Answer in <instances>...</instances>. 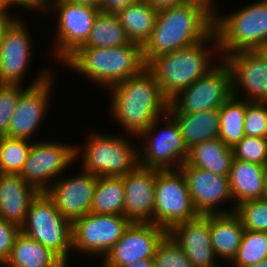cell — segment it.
I'll use <instances>...</instances> for the list:
<instances>
[{"mask_svg":"<svg viewBox=\"0 0 267 267\" xmlns=\"http://www.w3.org/2000/svg\"><path fill=\"white\" fill-rule=\"evenodd\" d=\"M214 31V17L202 6L183 3L158 12L149 39L142 46L145 65L152 59L192 46Z\"/></svg>","mask_w":267,"mask_h":267,"instance_id":"cell-1","label":"cell"},{"mask_svg":"<svg viewBox=\"0 0 267 267\" xmlns=\"http://www.w3.org/2000/svg\"><path fill=\"white\" fill-rule=\"evenodd\" d=\"M111 88L112 114L129 134L140 137L160 115L168 112L169 100L146 67Z\"/></svg>","mask_w":267,"mask_h":267,"instance_id":"cell-2","label":"cell"},{"mask_svg":"<svg viewBox=\"0 0 267 267\" xmlns=\"http://www.w3.org/2000/svg\"><path fill=\"white\" fill-rule=\"evenodd\" d=\"M63 63L108 87L139 74L146 67L142 46L134 42L118 47H78Z\"/></svg>","mask_w":267,"mask_h":267,"instance_id":"cell-3","label":"cell"},{"mask_svg":"<svg viewBox=\"0 0 267 267\" xmlns=\"http://www.w3.org/2000/svg\"><path fill=\"white\" fill-rule=\"evenodd\" d=\"M211 38L217 39L214 31L206 39L192 46L162 54L146 65L169 101L214 69V66L209 68L210 53L205 47Z\"/></svg>","mask_w":267,"mask_h":267,"instance_id":"cell-4","label":"cell"},{"mask_svg":"<svg viewBox=\"0 0 267 267\" xmlns=\"http://www.w3.org/2000/svg\"><path fill=\"white\" fill-rule=\"evenodd\" d=\"M214 32L217 37L214 44L219 53L224 52L223 58L234 52L255 50L267 40V0L252 3L224 18L216 15Z\"/></svg>","mask_w":267,"mask_h":267,"instance_id":"cell-5","label":"cell"},{"mask_svg":"<svg viewBox=\"0 0 267 267\" xmlns=\"http://www.w3.org/2000/svg\"><path fill=\"white\" fill-rule=\"evenodd\" d=\"M20 229L28 237L52 250L68 265V253L72 250V223L58 211L46 192H39L31 201Z\"/></svg>","mask_w":267,"mask_h":267,"instance_id":"cell-6","label":"cell"},{"mask_svg":"<svg viewBox=\"0 0 267 267\" xmlns=\"http://www.w3.org/2000/svg\"><path fill=\"white\" fill-rule=\"evenodd\" d=\"M198 216L181 169L158 170L153 224L168 232L173 226Z\"/></svg>","mask_w":267,"mask_h":267,"instance_id":"cell-7","label":"cell"},{"mask_svg":"<svg viewBox=\"0 0 267 267\" xmlns=\"http://www.w3.org/2000/svg\"><path fill=\"white\" fill-rule=\"evenodd\" d=\"M222 60L208 74L173 97L169 101L167 113H196L219 109L232 95L231 70Z\"/></svg>","mask_w":267,"mask_h":267,"instance_id":"cell-8","label":"cell"},{"mask_svg":"<svg viewBox=\"0 0 267 267\" xmlns=\"http://www.w3.org/2000/svg\"><path fill=\"white\" fill-rule=\"evenodd\" d=\"M82 153L85 171L98 177H121L139 165V151L123 137L92 134Z\"/></svg>","mask_w":267,"mask_h":267,"instance_id":"cell-9","label":"cell"},{"mask_svg":"<svg viewBox=\"0 0 267 267\" xmlns=\"http://www.w3.org/2000/svg\"><path fill=\"white\" fill-rule=\"evenodd\" d=\"M131 223L125 215L89 212L72 223V249L105 257Z\"/></svg>","mask_w":267,"mask_h":267,"instance_id":"cell-10","label":"cell"},{"mask_svg":"<svg viewBox=\"0 0 267 267\" xmlns=\"http://www.w3.org/2000/svg\"><path fill=\"white\" fill-rule=\"evenodd\" d=\"M164 116L168 117L166 127L160 133L157 132L159 135L154 134L153 131L156 132L155 125H158L160 118H157L141 134L146 139L147 146L144 148V153L139 152V165L157 170H174L171 163L176 162L173 161L174 159H178L179 165H176V170H179L188 159L189 149L184 143L176 120L169 113Z\"/></svg>","mask_w":267,"mask_h":267,"instance_id":"cell-11","label":"cell"},{"mask_svg":"<svg viewBox=\"0 0 267 267\" xmlns=\"http://www.w3.org/2000/svg\"><path fill=\"white\" fill-rule=\"evenodd\" d=\"M81 149L53 142L32 143L28 157L19 176L38 192H46L49 179L61 174L75 160Z\"/></svg>","mask_w":267,"mask_h":267,"instance_id":"cell-12","label":"cell"},{"mask_svg":"<svg viewBox=\"0 0 267 267\" xmlns=\"http://www.w3.org/2000/svg\"><path fill=\"white\" fill-rule=\"evenodd\" d=\"M53 7L58 9L59 19L56 37L55 55L64 61L89 37L94 21L100 12L99 8L69 2L52 0Z\"/></svg>","mask_w":267,"mask_h":267,"instance_id":"cell-13","label":"cell"},{"mask_svg":"<svg viewBox=\"0 0 267 267\" xmlns=\"http://www.w3.org/2000/svg\"><path fill=\"white\" fill-rule=\"evenodd\" d=\"M167 231L153 223L132 222L103 259L102 267H120L153 259Z\"/></svg>","mask_w":267,"mask_h":267,"instance_id":"cell-14","label":"cell"},{"mask_svg":"<svg viewBox=\"0 0 267 267\" xmlns=\"http://www.w3.org/2000/svg\"><path fill=\"white\" fill-rule=\"evenodd\" d=\"M52 75L48 70L25 88L19 96V100L13 116L11 117L7 136L11 138L29 139L40 125L44 112L49 103Z\"/></svg>","mask_w":267,"mask_h":267,"instance_id":"cell-15","label":"cell"},{"mask_svg":"<svg viewBox=\"0 0 267 267\" xmlns=\"http://www.w3.org/2000/svg\"><path fill=\"white\" fill-rule=\"evenodd\" d=\"M98 176L83 171L74 178H64L51 184L46 191L58 211L71 223L90 212Z\"/></svg>","mask_w":267,"mask_h":267,"instance_id":"cell-16","label":"cell"},{"mask_svg":"<svg viewBox=\"0 0 267 267\" xmlns=\"http://www.w3.org/2000/svg\"><path fill=\"white\" fill-rule=\"evenodd\" d=\"M223 59L231 70L233 96H238L241 85L247 92L246 100L267 102V60L255 50L234 52Z\"/></svg>","mask_w":267,"mask_h":267,"instance_id":"cell-17","label":"cell"},{"mask_svg":"<svg viewBox=\"0 0 267 267\" xmlns=\"http://www.w3.org/2000/svg\"><path fill=\"white\" fill-rule=\"evenodd\" d=\"M158 170L138 165L121 176L124 184V215L131 222L153 223Z\"/></svg>","mask_w":267,"mask_h":267,"instance_id":"cell-18","label":"cell"},{"mask_svg":"<svg viewBox=\"0 0 267 267\" xmlns=\"http://www.w3.org/2000/svg\"><path fill=\"white\" fill-rule=\"evenodd\" d=\"M194 209L199 215L225 214L228 210L216 209V205L232 199L229 177L217 175L196 167H181ZM218 210V211H217Z\"/></svg>","mask_w":267,"mask_h":267,"instance_id":"cell-19","label":"cell"},{"mask_svg":"<svg viewBox=\"0 0 267 267\" xmlns=\"http://www.w3.org/2000/svg\"><path fill=\"white\" fill-rule=\"evenodd\" d=\"M167 234L184 250L194 267H220L215 263L210 236V214L173 226Z\"/></svg>","mask_w":267,"mask_h":267,"instance_id":"cell-20","label":"cell"},{"mask_svg":"<svg viewBox=\"0 0 267 267\" xmlns=\"http://www.w3.org/2000/svg\"><path fill=\"white\" fill-rule=\"evenodd\" d=\"M24 23L16 20L0 45V84H19L31 55V38ZM29 59V60H28Z\"/></svg>","mask_w":267,"mask_h":267,"instance_id":"cell-21","label":"cell"},{"mask_svg":"<svg viewBox=\"0 0 267 267\" xmlns=\"http://www.w3.org/2000/svg\"><path fill=\"white\" fill-rule=\"evenodd\" d=\"M38 191L19 174L0 173V217L21 227Z\"/></svg>","mask_w":267,"mask_h":267,"instance_id":"cell-22","label":"cell"},{"mask_svg":"<svg viewBox=\"0 0 267 267\" xmlns=\"http://www.w3.org/2000/svg\"><path fill=\"white\" fill-rule=\"evenodd\" d=\"M229 188L235 205L255 199H263L267 182V167L233 158L229 173Z\"/></svg>","mask_w":267,"mask_h":267,"instance_id":"cell-23","label":"cell"},{"mask_svg":"<svg viewBox=\"0 0 267 267\" xmlns=\"http://www.w3.org/2000/svg\"><path fill=\"white\" fill-rule=\"evenodd\" d=\"M245 229L231 210L225 214H210V236L216 256L231 262L237 255Z\"/></svg>","mask_w":267,"mask_h":267,"instance_id":"cell-24","label":"cell"},{"mask_svg":"<svg viewBox=\"0 0 267 267\" xmlns=\"http://www.w3.org/2000/svg\"><path fill=\"white\" fill-rule=\"evenodd\" d=\"M179 125L185 145L192 146L219 138V109L196 113H169Z\"/></svg>","mask_w":267,"mask_h":267,"instance_id":"cell-25","label":"cell"},{"mask_svg":"<svg viewBox=\"0 0 267 267\" xmlns=\"http://www.w3.org/2000/svg\"><path fill=\"white\" fill-rule=\"evenodd\" d=\"M233 158V149L217 138L192 146L187 161L181 167H196L229 176Z\"/></svg>","mask_w":267,"mask_h":267,"instance_id":"cell-26","label":"cell"},{"mask_svg":"<svg viewBox=\"0 0 267 267\" xmlns=\"http://www.w3.org/2000/svg\"><path fill=\"white\" fill-rule=\"evenodd\" d=\"M6 267H67L52 250L20 232L11 249Z\"/></svg>","mask_w":267,"mask_h":267,"instance_id":"cell-27","label":"cell"},{"mask_svg":"<svg viewBox=\"0 0 267 267\" xmlns=\"http://www.w3.org/2000/svg\"><path fill=\"white\" fill-rule=\"evenodd\" d=\"M158 12L143 0L127 6L116 15L128 39L141 46L149 39L156 23Z\"/></svg>","mask_w":267,"mask_h":267,"instance_id":"cell-28","label":"cell"},{"mask_svg":"<svg viewBox=\"0 0 267 267\" xmlns=\"http://www.w3.org/2000/svg\"><path fill=\"white\" fill-rule=\"evenodd\" d=\"M124 203L122 177H98L90 212L95 214L124 215Z\"/></svg>","mask_w":267,"mask_h":267,"instance_id":"cell-29","label":"cell"},{"mask_svg":"<svg viewBox=\"0 0 267 267\" xmlns=\"http://www.w3.org/2000/svg\"><path fill=\"white\" fill-rule=\"evenodd\" d=\"M130 42L116 14L99 12L88 40L80 47H118Z\"/></svg>","mask_w":267,"mask_h":267,"instance_id":"cell-30","label":"cell"},{"mask_svg":"<svg viewBox=\"0 0 267 267\" xmlns=\"http://www.w3.org/2000/svg\"><path fill=\"white\" fill-rule=\"evenodd\" d=\"M231 95L219 108L220 132L219 139L228 147L233 148L245 136L244 116L246 101Z\"/></svg>","mask_w":267,"mask_h":267,"instance_id":"cell-31","label":"cell"},{"mask_svg":"<svg viewBox=\"0 0 267 267\" xmlns=\"http://www.w3.org/2000/svg\"><path fill=\"white\" fill-rule=\"evenodd\" d=\"M28 139L0 137V173L19 174L32 144Z\"/></svg>","mask_w":267,"mask_h":267,"instance_id":"cell-32","label":"cell"},{"mask_svg":"<svg viewBox=\"0 0 267 267\" xmlns=\"http://www.w3.org/2000/svg\"><path fill=\"white\" fill-rule=\"evenodd\" d=\"M267 258V232L245 230L242 241L231 263L235 267H246Z\"/></svg>","mask_w":267,"mask_h":267,"instance_id":"cell-33","label":"cell"},{"mask_svg":"<svg viewBox=\"0 0 267 267\" xmlns=\"http://www.w3.org/2000/svg\"><path fill=\"white\" fill-rule=\"evenodd\" d=\"M233 212L239 217L245 230L267 232V201L264 199L241 202Z\"/></svg>","mask_w":267,"mask_h":267,"instance_id":"cell-34","label":"cell"},{"mask_svg":"<svg viewBox=\"0 0 267 267\" xmlns=\"http://www.w3.org/2000/svg\"><path fill=\"white\" fill-rule=\"evenodd\" d=\"M155 267H194L184 250L167 234L153 257Z\"/></svg>","mask_w":267,"mask_h":267,"instance_id":"cell-35","label":"cell"},{"mask_svg":"<svg viewBox=\"0 0 267 267\" xmlns=\"http://www.w3.org/2000/svg\"><path fill=\"white\" fill-rule=\"evenodd\" d=\"M232 149L234 159L267 167V138L245 135Z\"/></svg>","mask_w":267,"mask_h":267,"instance_id":"cell-36","label":"cell"},{"mask_svg":"<svg viewBox=\"0 0 267 267\" xmlns=\"http://www.w3.org/2000/svg\"><path fill=\"white\" fill-rule=\"evenodd\" d=\"M244 121L246 136L267 138V102L246 100Z\"/></svg>","mask_w":267,"mask_h":267,"instance_id":"cell-37","label":"cell"},{"mask_svg":"<svg viewBox=\"0 0 267 267\" xmlns=\"http://www.w3.org/2000/svg\"><path fill=\"white\" fill-rule=\"evenodd\" d=\"M24 91L19 84H0V137L7 136L11 117Z\"/></svg>","mask_w":267,"mask_h":267,"instance_id":"cell-38","label":"cell"},{"mask_svg":"<svg viewBox=\"0 0 267 267\" xmlns=\"http://www.w3.org/2000/svg\"><path fill=\"white\" fill-rule=\"evenodd\" d=\"M20 232L18 225L0 217V264H5L9 258L15 239Z\"/></svg>","mask_w":267,"mask_h":267,"instance_id":"cell-39","label":"cell"},{"mask_svg":"<svg viewBox=\"0 0 267 267\" xmlns=\"http://www.w3.org/2000/svg\"><path fill=\"white\" fill-rule=\"evenodd\" d=\"M139 0H100L99 10L104 13L117 14L127 6L137 3Z\"/></svg>","mask_w":267,"mask_h":267,"instance_id":"cell-40","label":"cell"},{"mask_svg":"<svg viewBox=\"0 0 267 267\" xmlns=\"http://www.w3.org/2000/svg\"><path fill=\"white\" fill-rule=\"evenodd\" d=\"M157 12L183 4V0H143Z\"/></svg>","mask_w":267,"mask_h":267,"instance_id":"cell-41","label":"cell"},{"mask_svg":"<svg viewBox=\"0 0 267 267\" xmlns=\"http://www.w3.org/2000/svg\"><path fill=\"white\" fill-rule=\"evenodd\" d=\"M8 12H0V45L2 43L3 37L10 26L17 20V17H11Z\"/></svg>","mask_w":267,"mask_h":267,"instance_id":"cell-42","label":"cell"},{"mask_svg":"<svg viewBox=\"0 0 267 267\" xmlns=\"http://www.w3.org/2000/svg\"><path fill=\"white\" fill-rule=\"evenodd\" d=\"M52 1V0H51ZM50 0H21V6L29 9H44L47 5L52 4Z\"/></svg>","mask_w":267,"mask_h":267,"instance_id":"cell-43","label":"cell"},{"mask_svg":"<svg viewBox=\"0 0 267 267\" xmlns=\"http://www.w3.org/2000/svg\"><path fill=\"white\" fill-rule=\"evenodd\" d=\"M183 2L184 3H193L196 5L202 6L205 10H207L215 18L216 13L213 12L215 9L212 8V6H211L212 0H183Z\"/></svg>","mask_w":267,"mask_h":267,"instance_id":"cell-44","label":"cell"},{"mask_svg":"<svg viewBox=\"0 0 267 267\" xmlns=\"http://www.w3.org/2000/svg\"><path fill=\"white\" fill-rule=\"evenodd\" d=\"M120 267H155L153 259H146L133 262L132 264L120 266Z\"/></svg>","mask_w":267,"mask_h":267,"instance_id":"cell-45","label":"cell"},{"mask_svg":"<svg viewBox=\"0 0 267 267\" xmlns=\"http://www.w3.org/2000/svg\"><path fill=\"white\" fill-rule=\"evenodd\" d=\"M69 2L83 4V5H90L96 8H99L100 0H67Z\"/></svg>","mask_w":267,"mask_h":267,"instance_id":"cell-46","label":"cell"},{"mask_svg":"<svg viewBox=\"0 0 267 267\" xmlns=\"http://www.w3.org/2000/svg\"><path fill=\"white\" fill-rule=\"evenodd\" d=\"M255 51L267 60V40L261 43Z\"/></svg>","mask_w":267,"mask_h":267,"instance_id":"cell-47","label":"cell"},{"mask_svg":"<svg viewBox=\"0 0 267 267\" xmlns=\"http://www.w3.org/2000/svg\"><path fill=\"white\" fill-rule=\"evenodd\" d=\"M9 6L10 5L6 2V0H0V12H7Z\"/></svg>","mask_w":267,"mask_h":267,"instance_id":"cell-48","label":"cell"},{"mask_svg":"<svg viewBox=\"0 0 267 267\" xmlns=\"http://www.w3.org/2000/svg\"><path fill=\"white\" fill-rule=\"evenodd\" d=\"M246 267H267V258H264L259 263H256V264H253L250 266H246Z\"/></svg>","mask_w":267,"mask_h":267,"instance_id":"cell-49","label":"cell"},{"mask_svg":"<svg viewBox=\"0 0 267 267\" xmlns=\"http://www.w3.org/2000/svg\"><path fill=\"white\" fill-rule=\"evenodd\" d=\"M6 2L11 6L13 4L21 5V0H6Z\"/></svg>","mask_w":267,"mask_h":267,"instance_id":"cell-50","label":"cell"},{"mask_svg":"<svg viewBox=\"0 0 267 267\" xmlns=\"http://www.w3.org/2000/svg\"><path fill=\"white\" fill-rule=\"evenodd\" d=\"M263 199H264L265 201H267V182H266L265 194H264Z\"/></svg>","mask_w":267,"mask_h":267,"instance_id":"cell-51","label":"cell"}]
</instances>
